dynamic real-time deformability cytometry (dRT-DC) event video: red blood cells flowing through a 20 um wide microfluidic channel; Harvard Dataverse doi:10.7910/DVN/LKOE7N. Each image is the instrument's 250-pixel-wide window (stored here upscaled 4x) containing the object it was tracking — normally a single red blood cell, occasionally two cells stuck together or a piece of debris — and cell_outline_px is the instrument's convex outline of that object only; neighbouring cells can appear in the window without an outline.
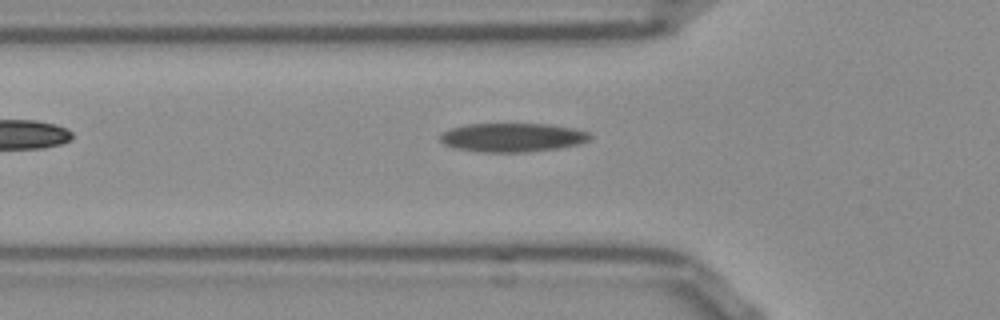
{"species": "Egyptian fruit bat (a non-hibernating species)", "species_latin": "Rousettus aegyptiacus", "temperature_condition": "room temperature", "stored_images_in_passage": 37, "camera_frame_rate_fps": 3000, "um_per_image_px": 0.085, "frame": {"image": 1, "passage_image": 9, "time_ms": 2.667, "image_size_px": [1000, 320], "cell_outline_px": [[592, 136], [588, 140], [580, 144], [556, 148], [524, 152], [484, 152], [456, 148], [444, 144], [440, 140], [440, 136], [448, 128], [464, 124], [548, 124], [572, 128], [588, 132]], "centroid_in_image_um": [43.53, 11.67], "position_along_channel_um": 82.3, "area_um2": 25.03}}
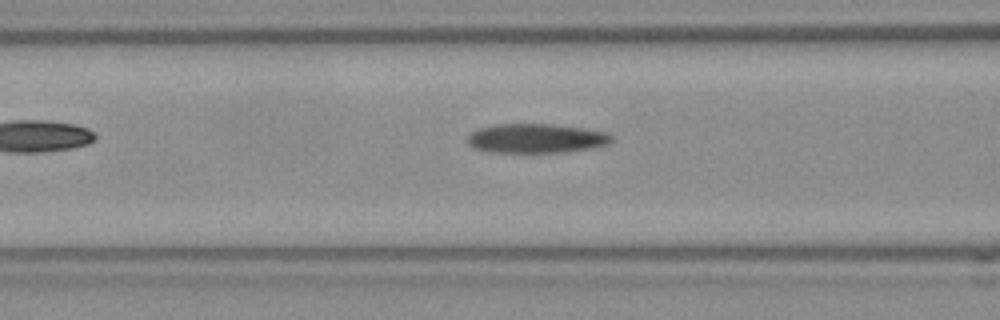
{"frame": {"image": 2, "passage_image": 12, "time_ms": 3.667, "image_size_px": [1000, 320], "cell_outline_px": [[612, 140], [608, 144], [592, 148], [564, 152], [492, 152], [476, 148], [468, 144], [468, 136], [472, 132], [480, 128], [496, 124], [552, 124], [584, 128], [604, 132], [612, 136]], "centroid_in_image_um": [45.59, 11.76], "position_along_channel_um": 121.0, "area_um2": 24.39}}
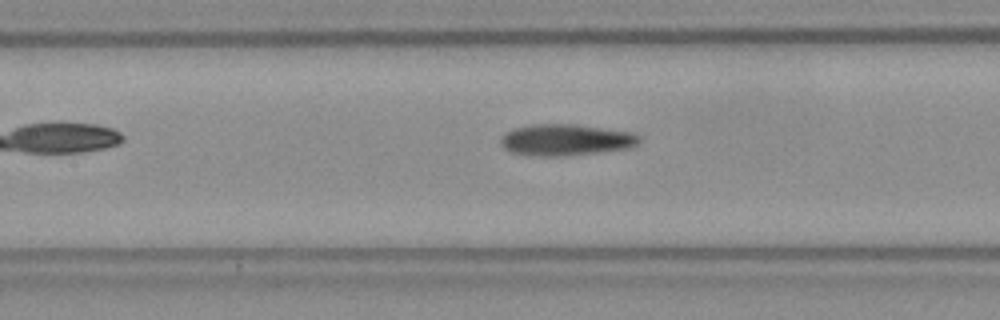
{"frame": {"image": 3, "passage_image": 15, "time_ms": 4.667, "image_size_px": [1000, 320], "cell_outline_px": [[640, 144], [632, 148], [600, 152], [560, 156], [540, 156], [512, 152], [504, 148], [500, 140], [508, 132], [516, 128], [532, 124], [576, 124], [632, 132], [640, 136]], "centroid_in_image_um": [48.18, 11.89], "position_along_channel_um": 159.2, "area_um2": 25.26}}